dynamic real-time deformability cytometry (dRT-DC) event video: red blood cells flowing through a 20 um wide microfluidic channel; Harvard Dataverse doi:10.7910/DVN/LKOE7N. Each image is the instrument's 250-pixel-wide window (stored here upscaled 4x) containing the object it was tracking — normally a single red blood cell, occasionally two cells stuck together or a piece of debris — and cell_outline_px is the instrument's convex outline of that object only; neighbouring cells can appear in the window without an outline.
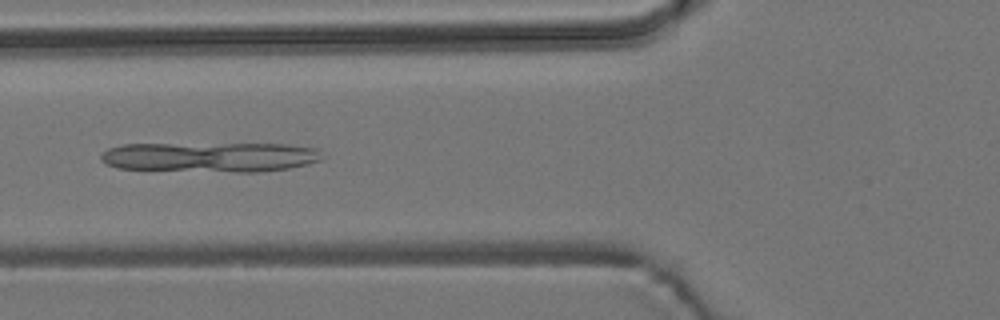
{"species": "common noctule bat (a hibernating species)", "species_latin": "Nyctalus noctula", "temperature_condition": "room temperature", "stored_images_in_passage": 8, "camera_frame_rate_fps": 3000, "um_per_image_px": 0.085, "animal": {"sex": "male", "body_mass_g": 19.2, "forearm_length_mm": 51.8}, "frame": {"image": 1, "passage_image": 5, "time_ms": 6.0, "image_size_px": [1000, 320], "cell_outline_px": [[320, 160], [308, 164], [288, 168], [260, 172], [232, 172], [120, 168], [108, 164], [100, 160], [100, 156], [108, 148], [124, 144], [284, 144], [320, 148]], "centroid_in_image_um": [17.9, 13.34], "position_along_channel_um": 107.9, "area_um2": 38.44}}
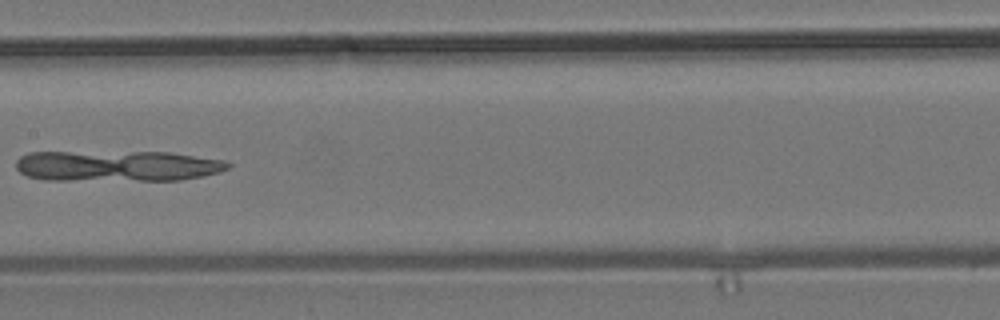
{"frame": {"image": 2, "passage_image": 7, "time_ms": 8.333, "image_size_px": [1000, 320], "cell_outline_px": [[232, 164], [228, 168], [220, 172], [180, 180], [44, 180], [28, 176], [20, 172], [16, 168], [16, 160], [20, 156], [28, 152], [168, 152], [224, 160]], "centroid_in_image_um": [9.94, 14.1], "position_along_channel_um": 197.5, "area_um2": 38.21}}
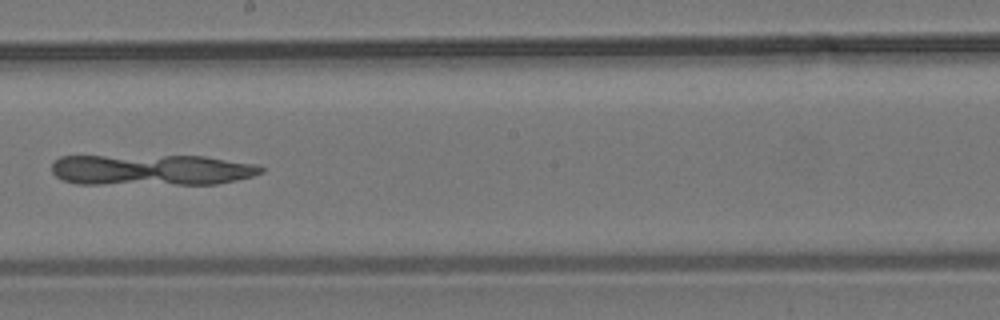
{"frame": {"image": 3, "passage_image": 8, "time_ms": 9.333, "image_size_px": [1000, 320], "cell_outline_px": [[264, 172], [252, 176], [236, 180], [216, 184], [76, 184], [64, 180], [56, 176], [52, 172], [52, 164], [60, 156], [204, 156], [260, 164], [264, 168]], "centroid_in_image_um": [12.92, 14.44], "position_along_channel_um": 235.3, "area_um2": 38.09}}